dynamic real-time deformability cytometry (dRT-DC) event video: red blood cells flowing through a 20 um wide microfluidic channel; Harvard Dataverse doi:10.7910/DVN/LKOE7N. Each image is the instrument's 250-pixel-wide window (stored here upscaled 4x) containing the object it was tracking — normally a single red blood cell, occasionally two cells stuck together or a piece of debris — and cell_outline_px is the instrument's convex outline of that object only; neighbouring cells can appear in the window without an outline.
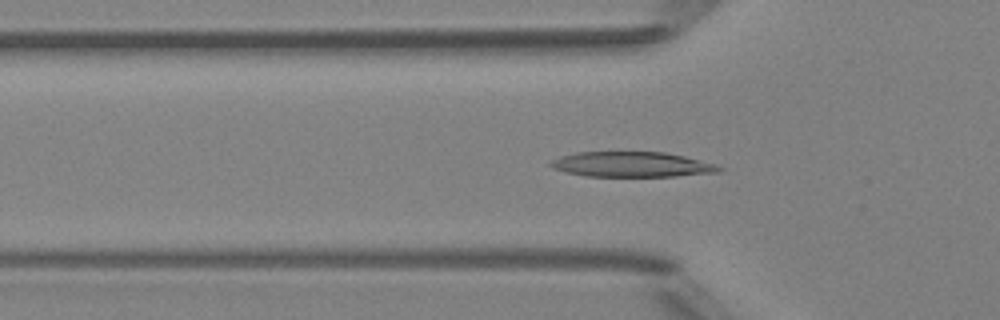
{"species": "Egyptian fruit bat (a non-hibernating species)", "species_latin": "Rousettus aegyptiacus", "temperature_condition": "room temperature", "stored_images_in_passage": 41, "camera_frame_rate_fps": 3000, "um_per_image_px": 0.085, "animal": {"sex": "female"}, "frame": {"image": 1, "passage_image": 15, "time_ms": 4.667, "image_size_px": [1000, 320], "cell_outline_px": [[724, 168], [720, 172], [676, 176], [588, 176], [564, 172], [552, 168], [548, 164], [552, 160], [560, 156], [576, 152], [664, 152], [684, 156], [716, 164]], "centroid_in_image_um": [53.7, 13.97], "position_along_channel_um": 72.1, "area_um2": 24.74}}
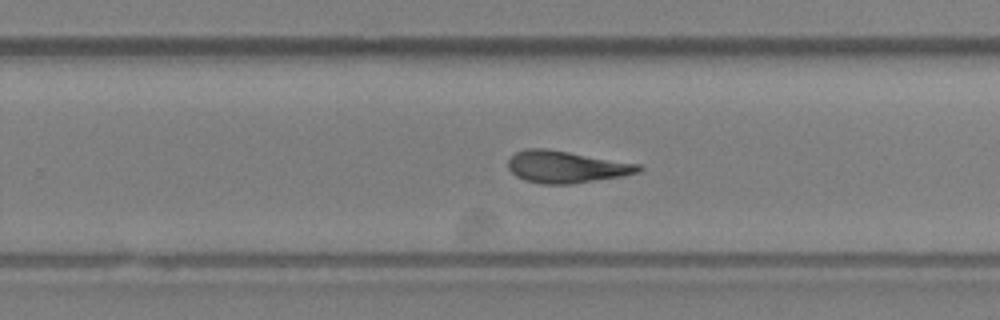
{"frame": {"image": 2, "passage_image": 30, "time_ms": 9.667, "image_size_px": [1000, 320], "cell_outline_px": [[644, 168], [640, 172], [624, 176], [572, 184], [540, 184], [524, 180], [516, 176], [508, 168], [508, 160], [516, 152], [528, 148], [544, 148], [640, 164]], "centroid_in_image_um": [48.14, 14.2], "position_along_channel_um": 281.7, "area_um2": 24.33}}
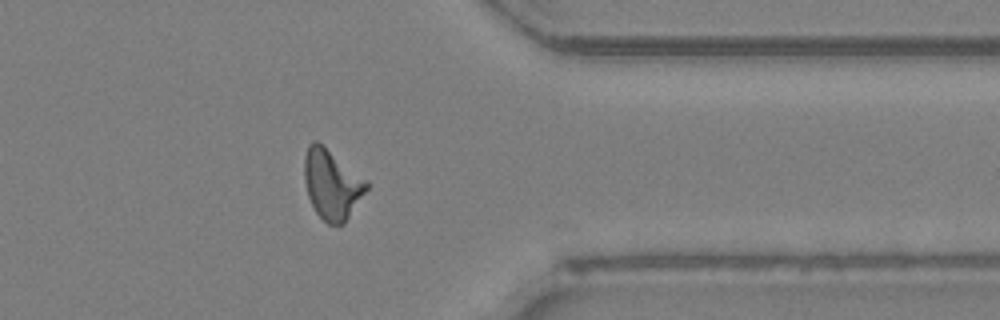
{"frame": {"image": 3, "passage_image": 38, "time_ms": 12.333, "image_size_px": [1000, 320], "cell_outline_px": [[368, 188], [344, 224], [328, 224], [316, 212], [308, 196], [304, 180], [304, 156], [308, 144], [312, 140], [316, 140], [368, 180]], "centroid_in_image_um": [28.2, 15.65], "position_along_channel_um": 383.2, "area_um2": 25.14}, "authors_computed_cell_mechanics": {"area_um2": 24.276, "velocity_mm_per_s": 4.197, "shape_relaxation_time_tau1_ms": 5.4409, "shape_relaxation_time_tau2_ms": 5.0435, "deformation_change_tau1": 0.2088, "deformation_change_tau2": 0.1661}}